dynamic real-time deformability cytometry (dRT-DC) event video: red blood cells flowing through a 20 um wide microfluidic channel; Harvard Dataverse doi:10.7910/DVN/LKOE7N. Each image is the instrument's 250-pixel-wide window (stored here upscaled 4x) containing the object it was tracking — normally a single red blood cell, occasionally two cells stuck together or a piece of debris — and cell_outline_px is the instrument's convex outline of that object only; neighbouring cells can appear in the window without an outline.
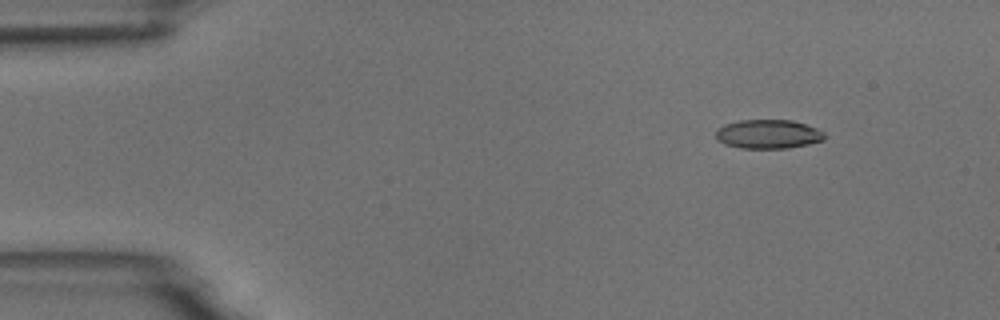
{"species": "common noctule bat (a hibernating species)", "species_latin": "Nyctalus noctula", "temperature_condition": "room temperature", "stored_images_in_passage": 4, "camera_frame_rate_fps": 3000, "um_per_image_px": 0.085, "animal": {"sex": "male", "body_mass_g": 18.8}, "frame": {"image": 1, "passage_image": 2, "time_ms": 1.333, "image_size_px": [1000, 320], "cell_outline_px": [[824, 140], [808, 144], [788, 148], [740, 148], [724, 144], [716, 140], [716, 128], [724, 124], [740, 120], [792, 120], [816, 128], [824, 132]], "centroid_in_image_um": [65.25, 11.4], "position_along_channel_um": 19.7, "area_um2": 18.44}}
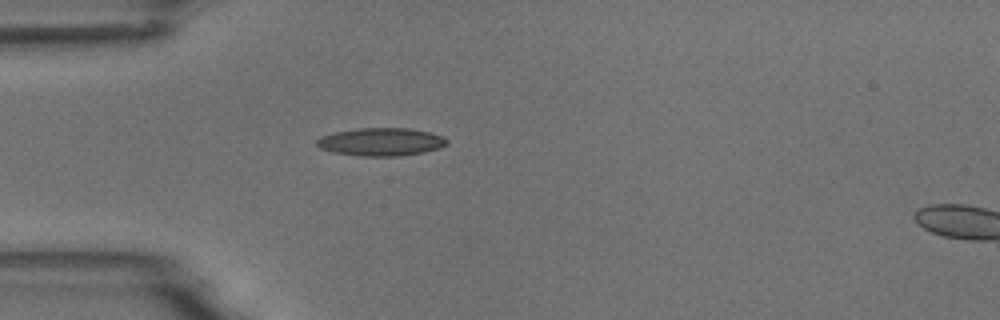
{"frame": {"image": 2, "passage_image": 4, "time_ms": 4.333, "image_size_px": [1000, 320], "cell_outline_px": [[448, 144], [440, 148], [400, 156], [360, 156], [336, 152], [320, 148], [316, 144], [316, 140], [320, 136], [336, 132], [360, 128], [408, 128], [428, 132], [444, 136], [448, 140]], "centroid_in_image_um": [32.41, 12.05], "position_along_channel_um": 52.6, "area_um2": 21.04}}